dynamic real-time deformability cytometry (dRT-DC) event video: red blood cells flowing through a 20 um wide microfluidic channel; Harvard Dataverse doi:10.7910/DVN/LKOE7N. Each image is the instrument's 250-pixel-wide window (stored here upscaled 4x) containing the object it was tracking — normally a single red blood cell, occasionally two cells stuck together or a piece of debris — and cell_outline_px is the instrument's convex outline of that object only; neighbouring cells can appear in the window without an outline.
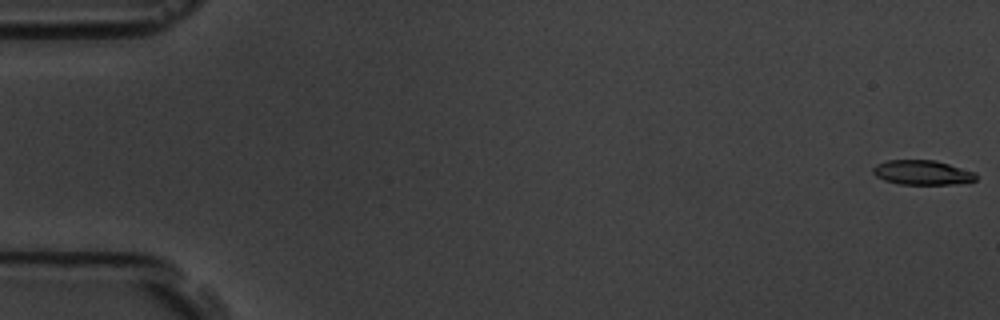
{"species": "common noctule bat (a hibernating species)", "species_latin": "Nyctalus noctula", "temperature_condition": "room temperature", "stored_images_in_passage": 56, "camera_frame_rate_fps": 3000, "um_per_image_px": 0.085, "animal": {"sex": "male", "body_mass_g": 19.5, "forearm_length_mm": 54.6}, "frame": {"image": 1, "passage_image": 1, "time_ms": 0.0, "image_size_px": [1000, 320], "cell_outline_px": [[976, 180], [968, 184], [900, 184], [884, 180], [876, 176], [872, 172], [872, 168], [876, 164], [888, 160], [936, 160], [976, 172]], "centroid_in_image_um": [78.43, 14.67], "position_along_channel_um": 6.6, "area_um2": 14.97}}
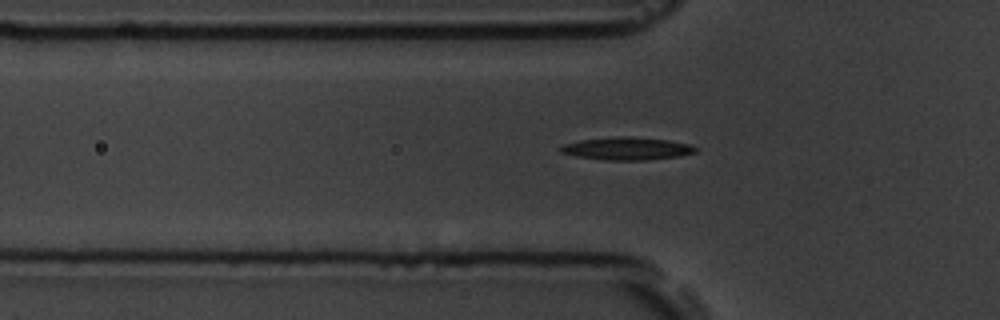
{"frame": {"image": 2, "passage_image": 19, "time_ms": 6.0, "image_size_px": [1000, 320], "cell_outline_px": [[700, 148], [696, 152], [680, 156], [648, 160], [604, 160], [576, 156], [560, 152], [560, 148], [564, 144], [580, 140], [616, 136], [632, 136], [668, 140], [688, 144]], "centroid_in_image_um": [53.32, 12.62], "position_along_channel_um": 72.5, "area_um2": 17.98}}
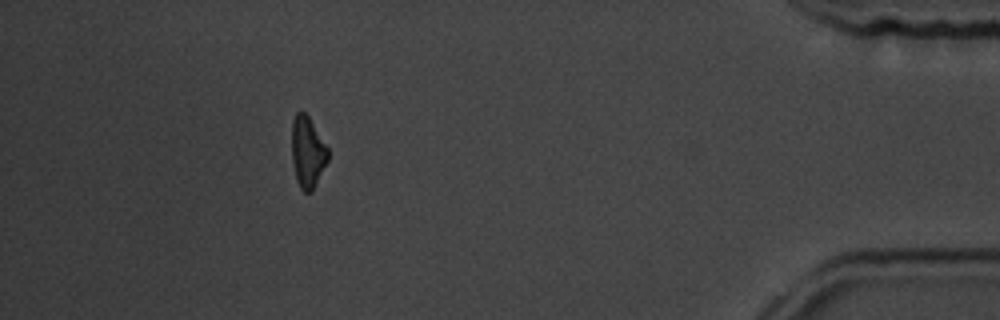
{"frame": {"image": 3, "passage_image": 51, "time_ms": 16.667, "image_size_px": [1000, 320], "cell_outline_px": [[328, 160], [312, 192], [304, 192], [300, 188], [296, 180], [292, 160], [292, 120], [296, 112], [304, 112], [308, 116], [328, 148]], "centroid_in_image_um": [26.13, 12.94], "position_along_channel_um": 409.1, "area_um2": 14.97}, "authors_computed_cell_mechanics": {"area_um2": 16.2129, "velocity_mm_per_s": 3.6692, "shape_relaxation_time_tau1_ms": 6.6158, "shape_relaxation_time_tau2_ms": null, "deformation_change_tau1": 0.1623, "deformation_change_tau2": null}}